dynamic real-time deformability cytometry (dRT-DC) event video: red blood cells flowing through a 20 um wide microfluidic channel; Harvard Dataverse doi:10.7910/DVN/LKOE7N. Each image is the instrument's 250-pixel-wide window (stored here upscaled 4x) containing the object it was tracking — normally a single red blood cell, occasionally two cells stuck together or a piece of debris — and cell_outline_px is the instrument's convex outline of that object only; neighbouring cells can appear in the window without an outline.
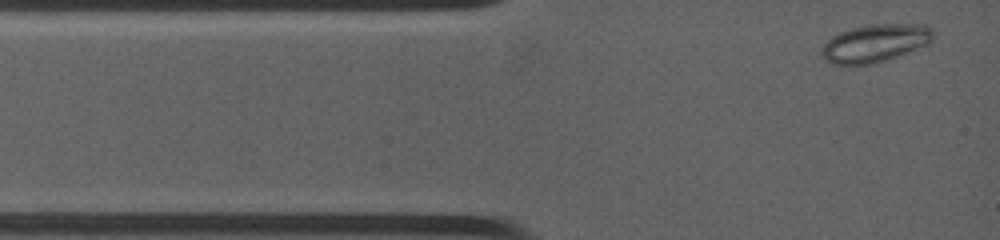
{"species": "common noctule bat (a hibernating species)", "species_latin": "Nyctalus noctula", "temperature_condition": "warm", "stored_images_in_passage": 21, "camera_frame_rate_fps": 4500, "um_per_image_px": 0.085, "animal": {"sex": "female", "body_mass_g": 19.0, "forearm_length_mm": 53.3}, "frame": {"image": 1, "passage_image": 1, "time_ms": 0.0, "image_size_px": [1000, 240], "cell_outline_px": [[928, 44], [868, 64], [832, 64], [820, 52], [824, 44], [832, 36], [852, 28], [876, 24], [924, 24], [928, 28]], "centroid_in_image_um": [74.28, 3.65], "position_along_channel_um": 10.7, "area_um2": 23.18}}
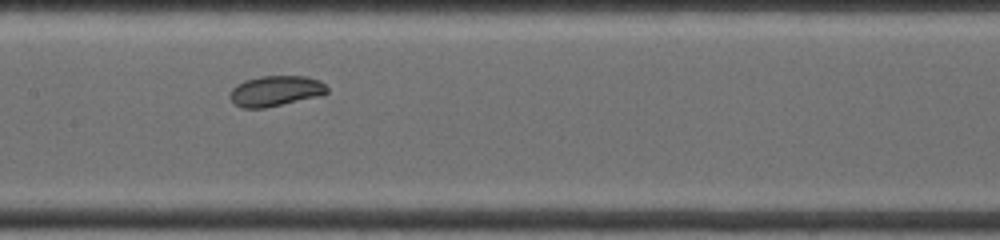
{"frame": {"image": 2, "passage_image": 10, "time_ms": 5.333, "image_size_px": [1000, 240], "cell_outline_px": [[328, 92], [316, 96], [264, 108], [240, 108], [228, 96], [232, 88], [236, 84], [244, 80], [260, 76], [304, 76], [320, 80], [328, 88]], "centroid_in_image_um": [23.37, 7.72], "position_along_channel_um": 184.0, "area_um2": 17.11}}
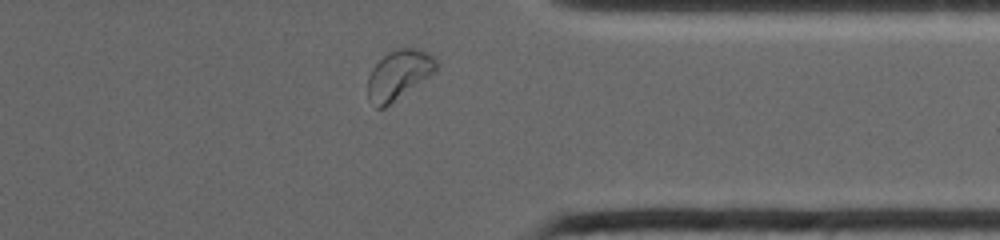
{"frame": {"image": 3, "passage_image": 19, "time_ms": 10.444, "image_size_px": [1000, 240], "cell_outline_px": [[440, 64], [428, 76], [384, 108], [376, 108], [368, 100], [368, 76], [372, 68], [388, 52], [404, 44], [420, 48], [428, 52]], "centroid_in_image_um": [33.88, 6.29], "position_along_channel_um": 377.5, "area_um2": 19.77}, "authors_computed_cell_mechanics": {"area_um2": 17.8602, "velocity_mm_per_s": 3.8972, "shape_relaxation_time_tau1_ms": 7.7264, "shape_relaxation_time_tau2_ms": null, "deformation_change_tau1": 0.0962, "deformation_change_tau2": null}}